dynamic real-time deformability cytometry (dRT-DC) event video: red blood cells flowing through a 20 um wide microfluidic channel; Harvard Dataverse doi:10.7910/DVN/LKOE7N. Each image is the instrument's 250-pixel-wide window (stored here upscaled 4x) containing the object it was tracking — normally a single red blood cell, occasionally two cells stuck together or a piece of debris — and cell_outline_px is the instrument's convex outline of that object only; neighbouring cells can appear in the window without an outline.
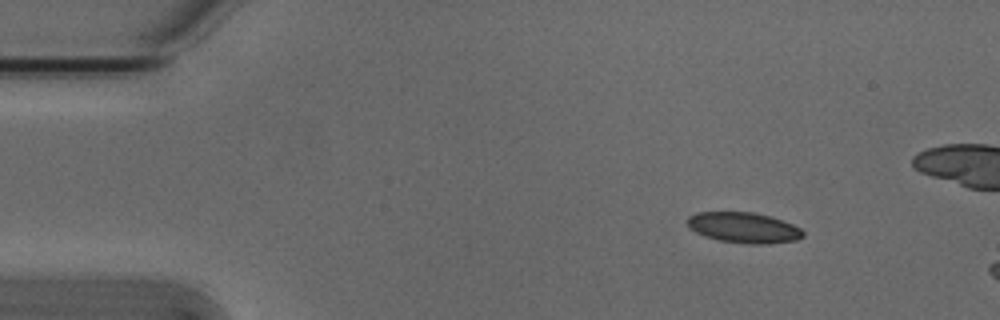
{"species": "Egyptian fruit bat (a non-hibernating species)", "species_latin": "Rousettus aegyptiacus", "temperature_condition": "cold", "stored_images_in_passage": 4, "camera_frame_rate_fps": 3000, "um_per_image_px": 0.085, "animal": {"sex": "male"}, "frame": {"image": 1, "passage_image": 2, "time_ms": 0.333, "image_size_px": [1000, 320], "cell_outline_px": [[804, 236], [796, 240], [768, 244], [752, 244], [720, 240], [704, 236], [688, 228], [688, 216], [696, 212], [752, 212], [772, 216], [784, 220], [800, 228], [804, 232]], "centroid_in_image_um": [63.23, 19.34], "position_along_channel_um": 21.8, "area_um2": 20.69}}